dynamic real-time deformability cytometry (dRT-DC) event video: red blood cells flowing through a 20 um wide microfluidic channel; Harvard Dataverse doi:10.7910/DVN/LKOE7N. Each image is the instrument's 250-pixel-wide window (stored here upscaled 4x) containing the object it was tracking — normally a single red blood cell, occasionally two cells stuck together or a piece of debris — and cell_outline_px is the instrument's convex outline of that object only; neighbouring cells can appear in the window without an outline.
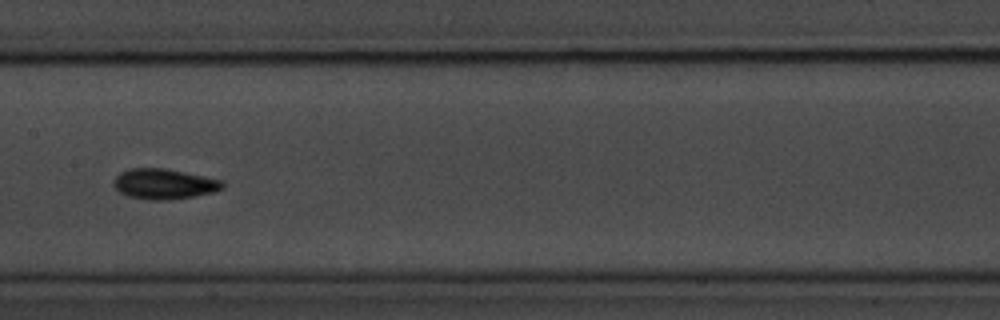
{"species": "common noctule bat (a hibernating species)", "species_latin": "Nyctalus noctula", "temperature_condition": "room temperature", "stored_images_in_passage": 10, "camera_frame_rate_fps": 3000, "um_per_image_px": 0.085, "animal": {"sex": "male", "body_mass_g": 20.1, "forearm_length_mm": 53.5}, "frame": {"image": 1, "passage_image": 9, "time_ms": 9.333, "image_size_px": [1000, 320], "cell_outline_px": [[224, 188], [212, 192], [196, 196], [168, 200], [148, 200], [128, 196], [120, 192], [112, 184], [112, 180], [120, 172], [132, 168], [164, 168], [224, 180]], "centroid_in_image_um": [13.94, 15.64], "position_along_channel_um": 193.5, "area_um2": 19.36}}
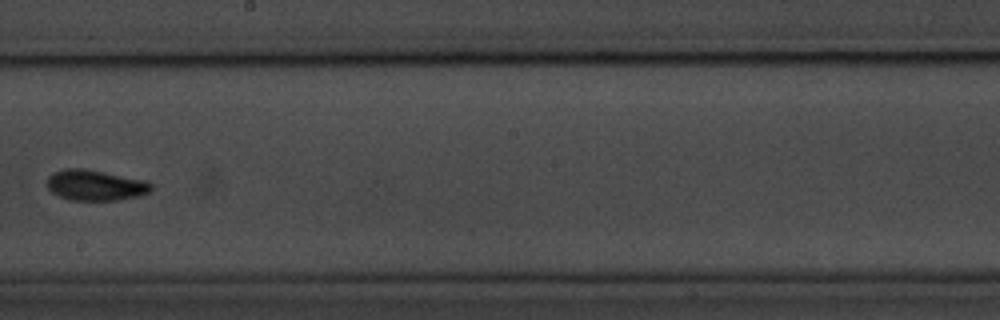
{"frame": {"image": 2, "passage_image": 10, "time_ms": 10.667, "image_size_px": [1000, 320], "cell_outline_px": [[152, 188], [148, 192], [140, 196], [120, 200], [68, 200], [52, 192], [48, 188], [48, 176], [56, 172], [68, 168], [84, 168], [148, 180], [152, 184]], "centroid_in_image_um": [8.15, 15.74], "position_along_channel_um": 240.0, "area_um2": 18.67}}